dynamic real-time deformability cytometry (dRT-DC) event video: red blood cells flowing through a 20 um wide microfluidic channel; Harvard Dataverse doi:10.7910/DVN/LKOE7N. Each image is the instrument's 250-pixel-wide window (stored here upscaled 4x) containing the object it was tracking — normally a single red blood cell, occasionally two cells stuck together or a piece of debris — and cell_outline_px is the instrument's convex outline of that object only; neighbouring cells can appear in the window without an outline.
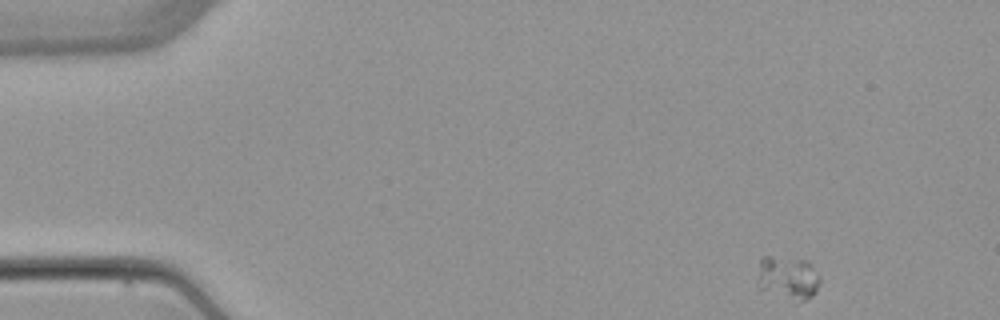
{"species": "common noctule bat (a hibernating species)", "species_latin": "Nyctalus noctula", "temperature_condition": "warm", "stored_images_in_passage": 4, "camera_frame_rate_fps": 3000, "um_per_image_px": 0.085, "animal": {"sex": "female", "body_mass_g": 22.7, "forearm_length_mm": 54.2}, "frame": {"image": 1, "passage_image": 1, "time_ms": 0.0, "image_size_px": [1000, 320], "cell_outline_px": [[820, 280], [816, 292], [812, 296], [796, 304], [760, 288], [756, 284], [760, 260], [764, 256], [768, 256], [808, 260], [812, 264], [820, 276]], "centroid_in_image_um": [66.99, 23.64], "position_along_channel_um": 18.0, "area_um2": 16.24}}